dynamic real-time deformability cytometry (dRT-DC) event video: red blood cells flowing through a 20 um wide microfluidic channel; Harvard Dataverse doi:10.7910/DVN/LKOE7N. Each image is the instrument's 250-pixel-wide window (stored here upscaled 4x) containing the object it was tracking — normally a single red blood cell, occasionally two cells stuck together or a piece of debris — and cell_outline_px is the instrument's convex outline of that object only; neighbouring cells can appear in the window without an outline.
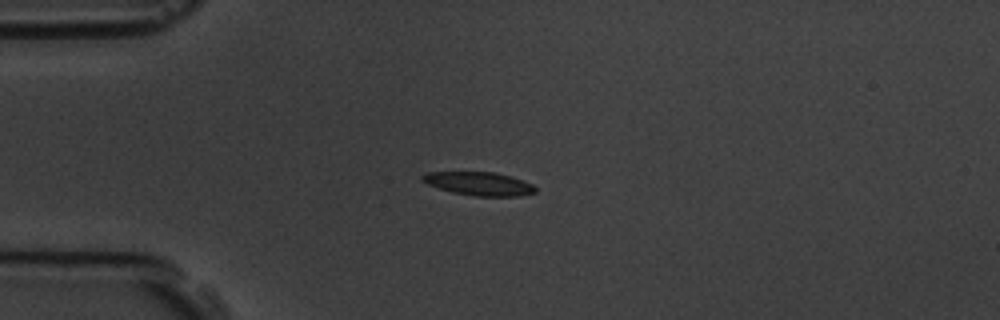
{"species": "common noctule bat (a hibernating species)", "species_latin": "Nyctalus noctula", "temperature_condition": "room temperature", "stored_images_in_passage": 5, "camera_frame_rate_fps": 3000, "um_per_image_px": 0.085, "animal": {"sex": "male", "body_mass_g": 19.5, "forearm_length_mm": 54.6}, "frame": {"image": 1, "passage_image": 3, "time_ms": 3.333, "image_size_px": [1000, 320], "cell_outline_px": [[536, 192], [520, 196], [476, 196], [452, 192], [428, 184], [420, 180], [420, 176], [428, 172], [496, 172], [532, 184], [536, 188]], "centroid_in_image_um": [40.69, 15.61], "position_along_channel_um": 44.3, "area_um2": 15.26}}
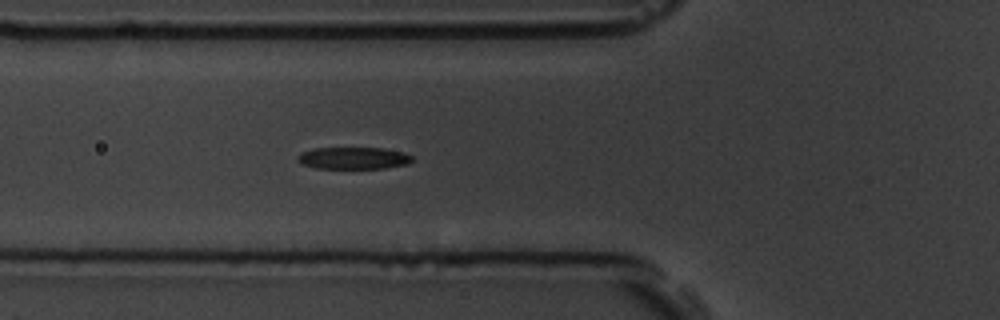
{"frame": {"image": 2, "passage_image": 5, "time_ms": 5.333, "image_size_px": [1000, 320], "cell_outline_px": [[412, 160], [408, 164], [384, 168], [316, 168], [304, 164], [296, 160], [296, 156], [300, 152], [312, 148], [384, 148], [404, 152], [412, 156]], "centroid_in_image_um": [30.02, 13.43], "position_along_channel_um": 95.8, "area_um2": 14.74}}